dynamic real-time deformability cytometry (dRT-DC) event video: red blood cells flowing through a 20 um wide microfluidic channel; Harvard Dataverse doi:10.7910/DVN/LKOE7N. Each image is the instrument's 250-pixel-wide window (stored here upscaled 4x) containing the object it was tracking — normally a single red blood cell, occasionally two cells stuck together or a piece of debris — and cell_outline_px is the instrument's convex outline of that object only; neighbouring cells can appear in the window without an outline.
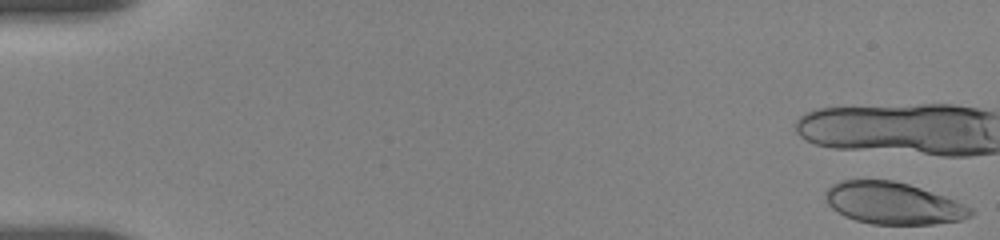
{"species": "human", "species_latin": "Homo sapiens", "temperature_condition": "room temperature", "stored_images_in_passage": 34, "camera_frame_rate_fps": 3000, "um_per_image_px": 0.085, "donor": {"sex": "female"}, "frame": {"image": 1, "passage_image": 1, "time_ms": 0.0, "image_size_px": [1000, 240], "cell_outline_px": [[972, 212], [968, 216], [960, 220], [932, 224], [872, 224], [856, 220], [844, 216], [832, 208], [828, 204], [824, 196], [824, 192], [832, 184], [840, 180], [892, 180], [908, 184], [956, 200], [972, 208]], "centroid_in_image_um": [75.87, 17.27], "position_along_channel_um": 9.1, "area_um2": 35.26}}